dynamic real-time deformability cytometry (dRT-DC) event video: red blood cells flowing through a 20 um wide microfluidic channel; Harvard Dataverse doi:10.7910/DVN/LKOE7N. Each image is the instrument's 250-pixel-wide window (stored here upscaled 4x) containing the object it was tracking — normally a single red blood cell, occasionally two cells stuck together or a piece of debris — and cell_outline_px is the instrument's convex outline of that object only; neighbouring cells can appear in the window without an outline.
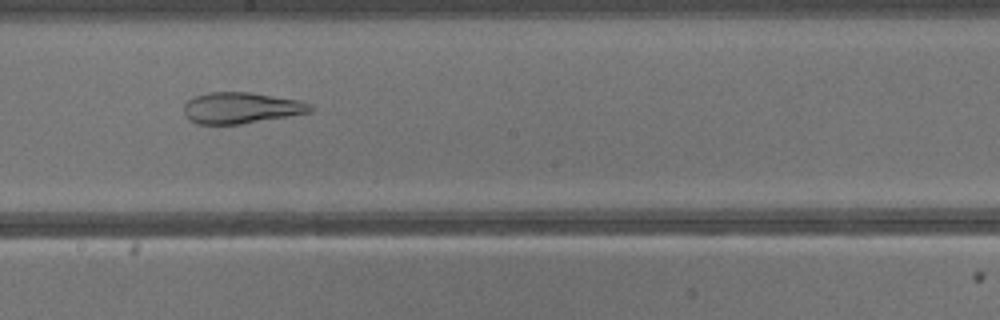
{"species": "common noctule bat (a hibernating species)", "species_latin": "Nyctalus noctula", "temperature_condition": "warm", "stored_images_in_passage": 26, "camera_frame_rate_fps": 3000, "um_per_image_px": 0.085, "animal": {"sex": "male", "body_mass_g": 13.3}, "frame": {"image": 1, "passage_image": 15, "time_ms": 4.667, "image_size_px": [1000, 320], "cell_outline_px": [[312, 112], [292, 116], [240, 124], [196, 124], [184, 112], [184, 104], [188, 100], [196, 96], [208, 92], [248, 92], [300, 100], [312, 104]], "centroid_in_image_um": [20.54, 9.17], "position_along_channel_um": 227.7, "area_um2": 22.95}}